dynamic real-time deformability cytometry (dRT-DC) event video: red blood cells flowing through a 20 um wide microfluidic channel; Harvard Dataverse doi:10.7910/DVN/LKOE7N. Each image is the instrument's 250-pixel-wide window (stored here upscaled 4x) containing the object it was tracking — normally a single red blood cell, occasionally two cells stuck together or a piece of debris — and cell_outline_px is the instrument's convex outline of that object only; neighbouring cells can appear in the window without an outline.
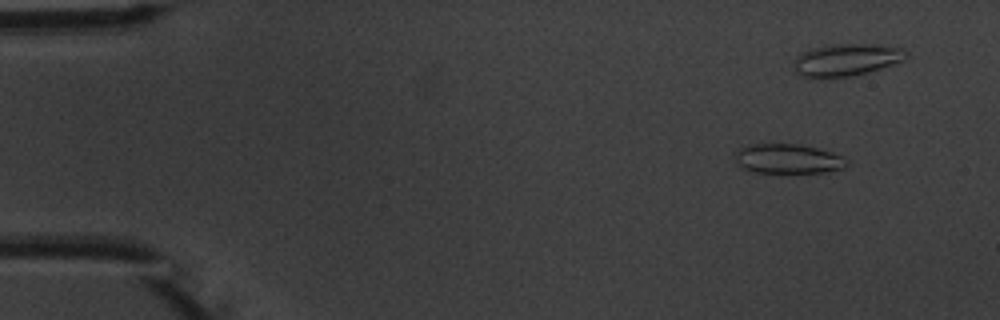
{"species": "common noctule bat (a hibernating species)", "species_latin": "Nyctalus noctula", "temperature_condition": "warm", "stored_images_in_passage": 9, "camera_frame_rate_fps": 3000, "um_per_image_px": 0.085, "animal": {"sex": "male", "body_mass_g": 20.1, "forearm_length_mm": 53.5}, "frame": {"image": 1, "passage_image": 2, "time_ms": 1.333, "image_size_px": [1000, 320], "cell_outline_px": [[848, 164], [844, 168], [824, 172], [752, 172], [740, 168], [736, 160], [736, 152], [740, 148], [748, 144], [800, 144], [832, 152], [848, 160]], "centroid_in_image_um": [66.96, 13.49], "position_along_channel_um": 18.0, "area_um2": 19.19}}
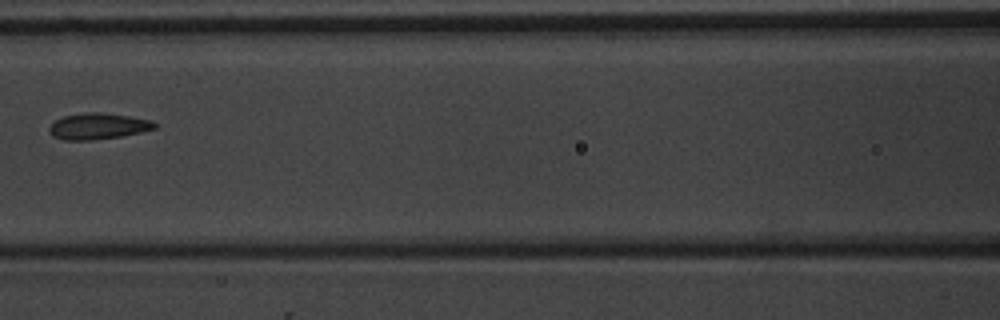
{"frame": {"image": 2, "passage_image": 8, "time_ms": 8.333, "image_size_px": [1000, 320], "cell_outline_px": [[156, 128], [140, 132], [120, 136], [88, 140], [64, 140], [52, 136], [48, 128], [56, 120], [64, 116], [84, 112], [100, 112], [128, 116], [152, 120], [156, 124]], "centroid_in_image_um": [8.32, 10.72], "position_along_channel_um": 158.3, "area_um2": 15.9}}
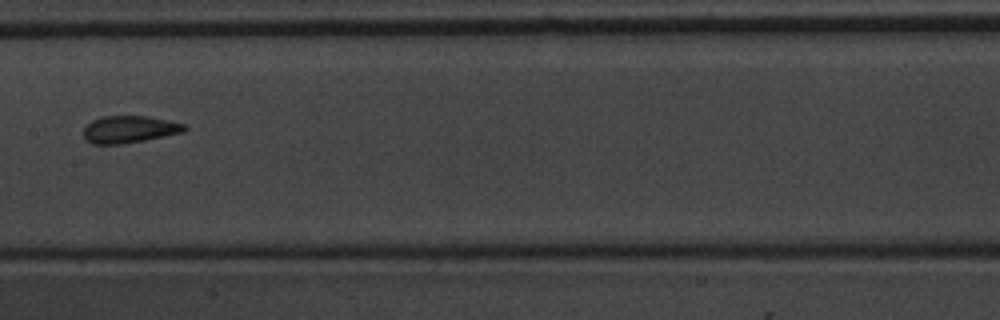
{"frame": {"image": 3, "passage_image": 9, "time_ms": 9.333, "image_size_px": [1000, 320], "cell_outline_px": [[188, 128], [184, 132], [144, 140], [120, 144], [92, 144], [84, 140], [84, 128], [92, 120], [104, 116], [148, 116], [188, 124]], "centroid_in_image_um": [11.02, 10.99], "position_along_channel_um": 196.4, "area_um2": 16.07}}